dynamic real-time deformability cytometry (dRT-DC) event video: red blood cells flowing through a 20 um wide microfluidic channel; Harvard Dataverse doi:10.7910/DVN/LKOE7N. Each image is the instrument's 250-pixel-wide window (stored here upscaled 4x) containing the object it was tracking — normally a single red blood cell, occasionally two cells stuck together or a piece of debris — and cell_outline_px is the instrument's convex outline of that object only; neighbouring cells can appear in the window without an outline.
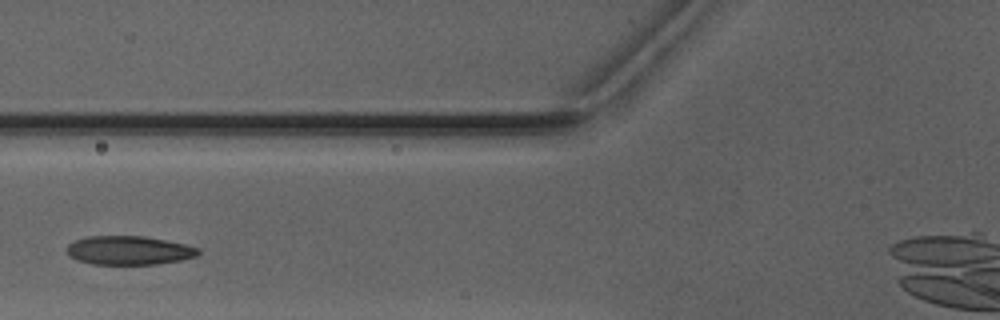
{"species": "Egyptian fruit bat (a non-hibernating species)", "species_latin": "Rousettus aegyptiacus", "temperature_condition": "warm", "stored_images_in_passage": 4, "camera_frame_rate_fps": 3000, "um_per_image_px": 0.085, "animal": {"sex": "male"}, "frame": {"image": 1, "passage_image": 3, "time_ms": 2.333, "image_size_px": [1000, 320], "cell_outline_px": [[200, 252], [196, 256], [180, 260], [156, 264], [92, 264], [76, 260], [68, 252], [68, 244], [76, 240], [88, 236], [144, 236], [184, 244], [200, 248]], "centroid_in_image_um": [10.97, 21.28], "position_along_channel_um": 114.8, "area_um2": 21.85}}